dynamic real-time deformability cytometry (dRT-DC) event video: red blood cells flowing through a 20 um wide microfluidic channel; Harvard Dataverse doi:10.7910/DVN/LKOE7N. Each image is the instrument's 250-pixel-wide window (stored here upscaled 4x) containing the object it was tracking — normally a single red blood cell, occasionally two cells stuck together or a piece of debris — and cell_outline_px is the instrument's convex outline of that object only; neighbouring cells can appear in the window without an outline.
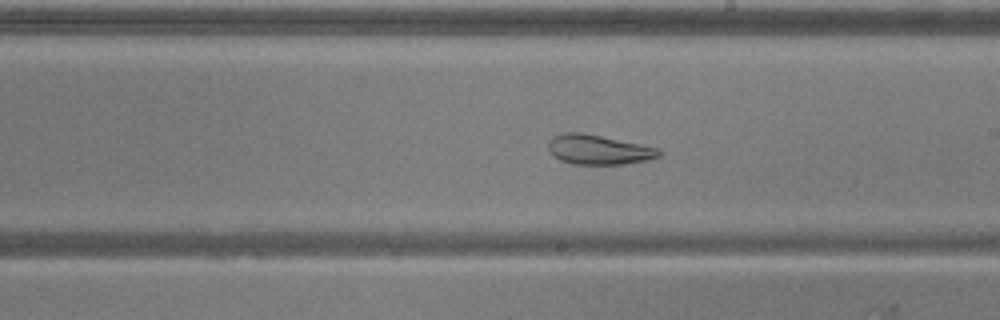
{"species": "common noctule bat (a hibernating species)", "species_latin": "Nyctalus noctula", "temperature_condition": "warm", "stored_images_in_passage": 52, "camera_frame_rate_fps": 3000, "um_per_image_px": 0.085, "animal": {"sex": "male", "body_mass_g": 20.5, "forearm_length_mm": 52.5}, "frame": {"image": 1, "passage_image": 30, "time_ms": 9.667, "image_size_px": [1000, 320], "cell_outline_px": [[664, 152], [660, 156], [648, 160], [624, 164], [572, 164], [560, 160], [552, 156], [548, 148], [548, 140], [552, 136], [564, 132], [580, 132], [660, 148]], "centroid_in_image_um": [50.87, 12.72], "position_along_channel_um": 238.1, "area_um2": 19.31}}